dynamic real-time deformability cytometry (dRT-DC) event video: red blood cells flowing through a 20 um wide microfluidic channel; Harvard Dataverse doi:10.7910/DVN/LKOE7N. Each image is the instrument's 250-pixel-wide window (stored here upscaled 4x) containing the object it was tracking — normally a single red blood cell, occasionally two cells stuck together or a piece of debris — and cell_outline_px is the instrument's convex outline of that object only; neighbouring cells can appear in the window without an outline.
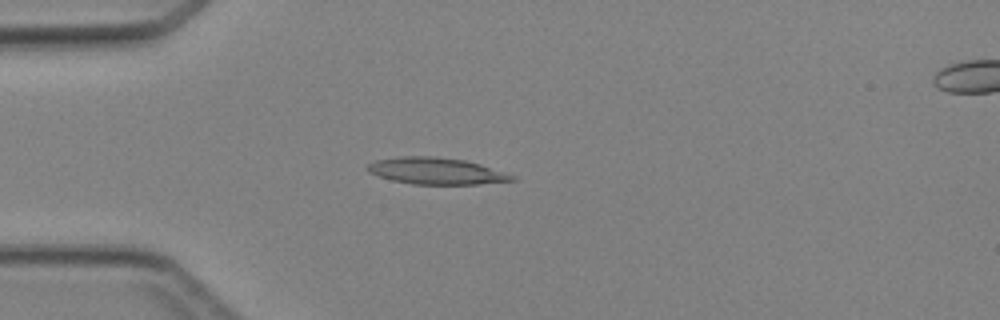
{"species": "Egyptian fruit bat (a non-hibernating species)", "species_latin": "Rousettus aegyptiacus", "temperature_condition": "cold", "stored_images_in_passage": 3, "camera_frame_rate_fps": 3000, "um_per_image_px": 0.085, "animal": {"sex": "female"}, "frame": {"image": 1, "passage_image": 3, "time_ms": 2.333, "image_size_px": [1000, 320], "cell_outline_px": [[516, 180], [476, 184], [412, 184], [392, 180], [368, 172], [364, 168], [368, 164], [376, 160], [400, 156], [436, 156], [464, 160], [480, 164], [516, 176]], "centroid_in_image_um": [37.05, 14.53], "position_along_channel_um": 48.0, "area_um2": 22.37}}